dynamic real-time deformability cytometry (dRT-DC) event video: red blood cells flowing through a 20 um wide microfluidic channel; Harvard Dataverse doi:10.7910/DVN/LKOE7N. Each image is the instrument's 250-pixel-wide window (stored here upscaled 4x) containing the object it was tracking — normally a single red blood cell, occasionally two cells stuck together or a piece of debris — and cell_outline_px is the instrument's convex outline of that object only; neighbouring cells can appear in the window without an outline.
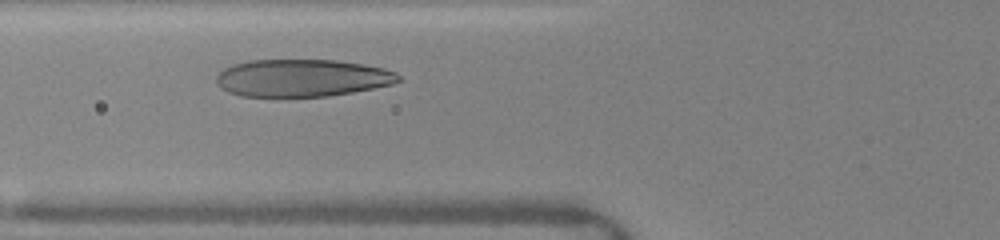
{"species": "human", "species_latin": "Homo sapiens", "temperature_condition": "warm", "stored_images_in_passage": 12, "camera_frame_rate_fps": 3000, "um_per_image_px": 0.085, "donor": {"sex": "female"}, "frame": {"image": 1, "passage_image": 2, "time_ms": 0.667, "image_size_px": [1000, 240], "cell_outline_px": [[400, 80], [392, 84], [352, 92], [328, 96], [240, 96], [228, 92], [220, 88], [216, 84], [216, 76], [224, 68], [232, 64], [248, 60], [336, 60], [384, 68], [396, 72], [400, 76]], "centroid_in_image_um": [25.63, 6.62], "position_along_channel_um": 100.2, "area_um2": 39.65}}
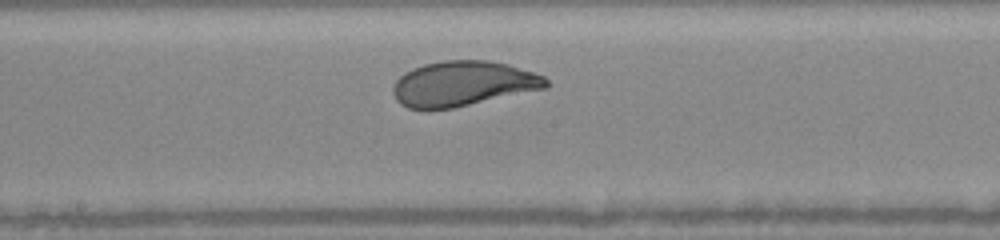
{"frame": {"image": 2, "passage_image": 6, "time_ms": 3.333, "image_size_px": [1000, 240], "cell_outline_px": [[548, 88], [452, 108], [408, 108], [400, 104], [396, 100], [392, 92], [392, 88], [396, 80], [404, 72], [412, 68], [424, 64], [444, 60], [488, 60], [508, 64], [544, 76], [548, 80]], "centroid_in_image_um": [39.35, 7.1], "position_along_channel_um": 208.9, "area_um2": 40.11}}
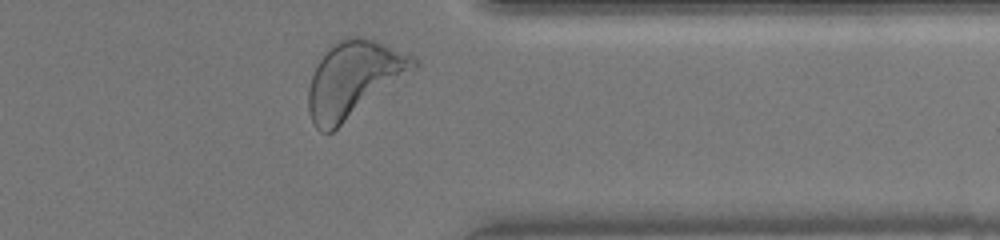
{"frame": {"image": 3, "passage_image": 12, "time_ms": 7.667, "image_size_px": [1000, 240], "cell_outline_px": [[420, 64], [416, 68], [332, 132], [320, 132], [316, 128], [312, 120], [308, 108], [308, 88], [316, 64], [328, 44], [336, 40], [352, 36], [364, 36], [376, 40], [412, 56]], "centroid_in_image_um": [30.02, 6.69], "position_along_channel_um": 381.4, "area_um2": 46.41}, "authors_computed_cell_mechanics": {"area_um2": 40.1132, "velocity_mm_per_s": 4.0657, "shape_relaxation_time_tau1_ms": 1.6354, "shape_relaxation_time_tau2_ms": null, "deformation_change_tau1": 0.12, "deformation_change_tau2": null}}